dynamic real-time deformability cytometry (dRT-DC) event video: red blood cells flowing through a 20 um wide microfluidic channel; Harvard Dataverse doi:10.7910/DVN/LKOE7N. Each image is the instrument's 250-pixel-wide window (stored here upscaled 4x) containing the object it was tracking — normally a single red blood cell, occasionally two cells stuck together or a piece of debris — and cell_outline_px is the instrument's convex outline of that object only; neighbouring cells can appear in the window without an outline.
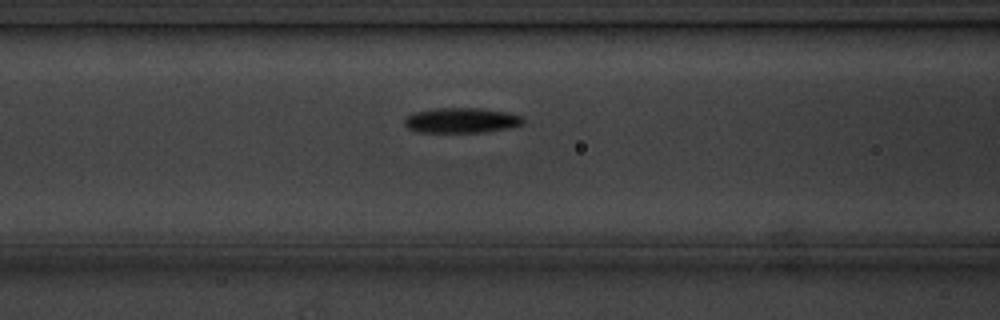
{"species": "common noctule bat (a hibernating species)", "species_latin": "Nyctalus noctula", "temperature_condition": "cold", "stored_images_in_passage": 8, "camera_frame_rate_fps": 3000, "um_per_image_px": 0.085, "animal": {"sex": "male", "body_mass_g": 20.1, "forearm_length_mm": 53.5}, "frame": {"image": 1, "passage_image": 8, "time_ms": 9.0, "image_size_px": [1000, 320], "cell_outline_px": [[524, 124], [512, 128], [484, 132], [420, 132], [408, 128], [404, 124], [404, 120], [412, 112], [436, 108], [480, 108], [508, 112], [524, 116]], "centroid_in_image_um": [39.28, 10.23], "position_along_channel_um": 127.3, "area_um2": 17.63}}